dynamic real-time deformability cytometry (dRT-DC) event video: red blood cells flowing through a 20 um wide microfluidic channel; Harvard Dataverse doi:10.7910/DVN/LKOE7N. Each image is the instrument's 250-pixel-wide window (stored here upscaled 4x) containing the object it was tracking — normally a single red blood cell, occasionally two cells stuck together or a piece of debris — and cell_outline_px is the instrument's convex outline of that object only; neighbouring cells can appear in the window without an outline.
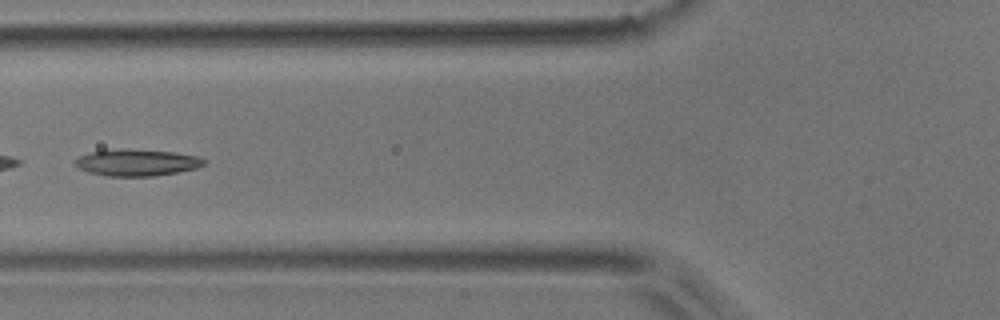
{"species": "common noctule bat (a hibernating species)", "species_latin": "Nyctalus noctula", "temperature_condition": "room temperature", "stored_images_in_passage": 6, "camera_frame_rate_fps": 3000, "um_per_image_px": 0.085, "animal": {"sex": "male", "body_mass_g": 17.9}, "frame": {"image": 1, "passage_image": 6, "time_ms": 1.667, "image_size_px": [1000, 320], "cell_outline_px": [[208, 160], [204, 164], [196, 168], [176, 172], [152, 176], [108, 176], [88, 172], [80, 168], [76, 164], [76, 160], [80, 156], [92, 152], [120, 148], [124, 148], [172, 152], [200, 156]], "centroid_in_image_um": [11.68, 13.81], "position_along_channel_um": 114.1, "area_um2": 19.88}}